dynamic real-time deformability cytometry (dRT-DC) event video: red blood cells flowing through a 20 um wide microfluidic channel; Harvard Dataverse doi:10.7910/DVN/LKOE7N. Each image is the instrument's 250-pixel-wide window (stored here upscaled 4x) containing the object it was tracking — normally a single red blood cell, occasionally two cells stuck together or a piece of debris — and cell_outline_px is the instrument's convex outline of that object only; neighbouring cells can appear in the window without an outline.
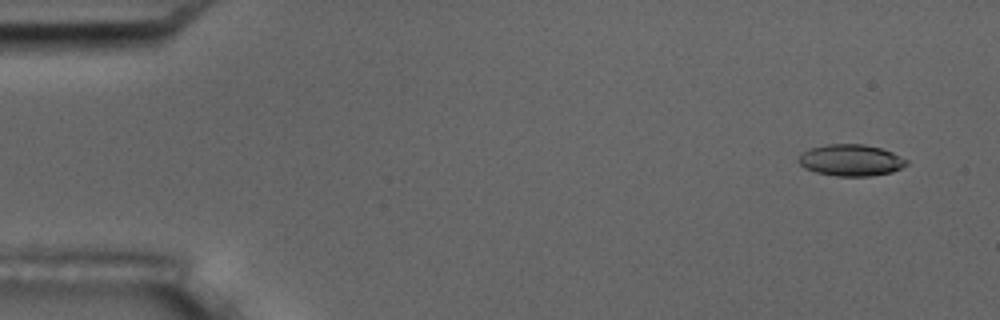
{"species": "common noctule bat (a hibernating species)", "species_latin": "Nyctalus noctula", "temperature_condition": "room temperature", "stored_images_in_passage": 4, "camera_frame_rate_fps": 3000, "um_per_image_px": 0.085, "animal": {"sex": "male", "body_mass_g": 17.5, "forearm_length_mm": 52.3}, "frame": {"image": 1, "passage_image": 1, "time_ms": 0.0, "image_size_px": [1000, 320], "cell_outline_px": [[908, 164], [892, 172], [872, 176], [836, 176], [816, 172], [804, 168], [796, 160], [800, 152], [812, 148], [828, 144], [864, 144], [880, 148], [892, 152], [908, 160]], "centroid_in_image_um": [72.3, 13.62], "position_along_channel_um": 12.7, "area_um2": 19.94}}
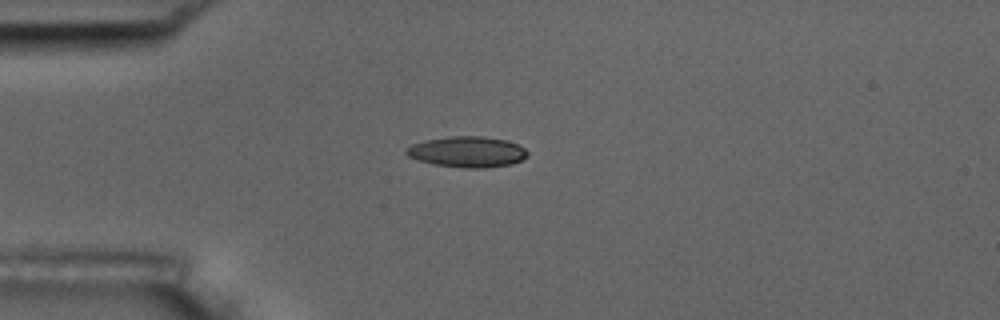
{"frame": {"image": 2, "passage_image": 4, "time_ms": 3.667, "image_size_px": [1000, 320], "cell_outline_px": [[528, 156], [512, 164], [484, 168], [464, 168], [436, 164], [420, 160], [408, 156], [404, 152], [404, 148], [412, 144], [424, 140], [448, 136], [484, 136], [508, 140], [520, 144], [528, 152]], "centroid_in_image_um": [39.73, 12.89], "position_along_channel_um": 45.3, "area_um2": 21.96}}